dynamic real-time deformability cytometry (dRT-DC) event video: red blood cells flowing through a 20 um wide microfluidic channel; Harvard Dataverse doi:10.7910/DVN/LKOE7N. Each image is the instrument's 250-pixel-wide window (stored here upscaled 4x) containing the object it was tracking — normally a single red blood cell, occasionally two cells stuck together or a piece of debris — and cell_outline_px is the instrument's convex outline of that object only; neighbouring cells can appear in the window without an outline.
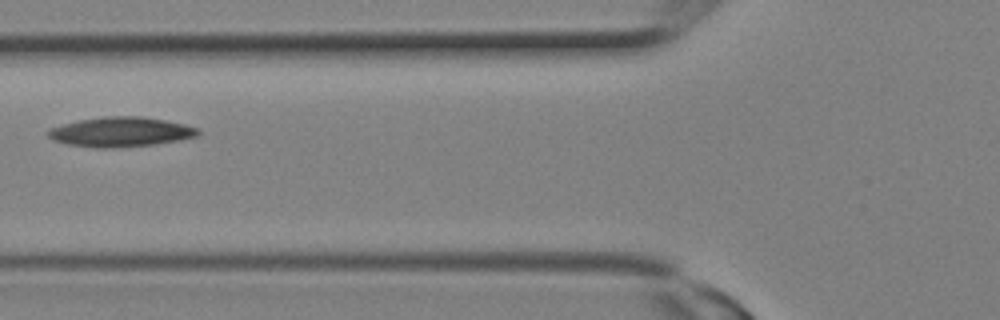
{"species": "Egyptian fruit bat (a non-hibernating species)", "species_latin": "Rousettus aegyptiacus", "temperature_condition": "room temperature", "stored_images_in_passage": 3, "camera_frame_rate_fps": 3000, "um_per_image_px": 0.085, "animal": {"sex": "female"}, "frame": {"image": 1, "passage_image": 3, "time_ms": 0.667, "image_size_px": [1000, 320], "cell_outline_px": [[200, 132], [196, 136], [156, 144], [112, 148], [96, 148], [68, 144], [52, 140], [48, 136], [48, 128], [80, 120], [104, 116], [144, 116], [184, 124], [200, 128]], "centroid_in_image_um": [10.25, 11.21], "position_along_channel_um": 115.6, "area_um2": 25.89}}